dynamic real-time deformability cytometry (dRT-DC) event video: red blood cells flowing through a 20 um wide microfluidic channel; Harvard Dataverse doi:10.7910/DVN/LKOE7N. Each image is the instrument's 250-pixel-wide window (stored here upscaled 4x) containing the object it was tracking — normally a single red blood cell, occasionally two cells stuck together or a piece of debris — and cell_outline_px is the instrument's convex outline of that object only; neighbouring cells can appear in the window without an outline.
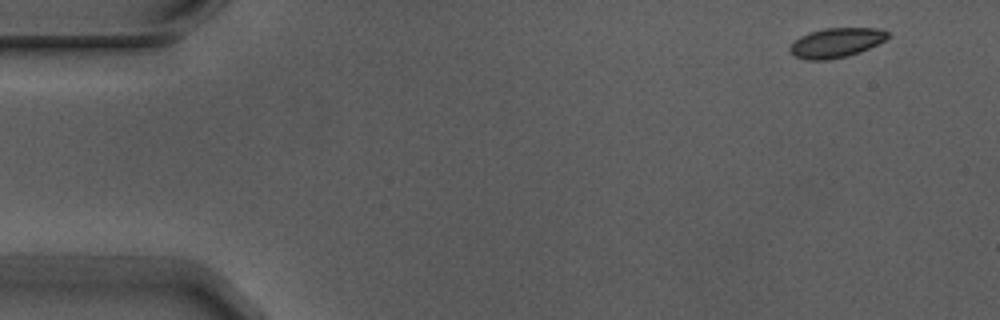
{"species": "Egyptian fruit bat (a non-hibernating species)", "species_latin": "Rousettus aegyptiacus", "temperature_condition": "warm", "stored_images_in_passage": 5, "camera_frame_rate_fps": 3000, "um_per_image_px": 0.085, "animal": {"sex": "male"}, "frame": {"image": 1, "passage_image": 1, "time_ms": 0.0, "image_size_px": [1000, 320], "cell_outline_px": [[888, 36], [884, 40], [860, 52], [848, 56], [824, 60], [808, 60], [796, 56], [788, 48], [800, 36], [808, 32], [824, 28], [876, 28], [888, 32]], "centroid_in_image_um": [71.05, 3.62], "position_along_channel_um": 13.9, "area_um2": 16.59}}